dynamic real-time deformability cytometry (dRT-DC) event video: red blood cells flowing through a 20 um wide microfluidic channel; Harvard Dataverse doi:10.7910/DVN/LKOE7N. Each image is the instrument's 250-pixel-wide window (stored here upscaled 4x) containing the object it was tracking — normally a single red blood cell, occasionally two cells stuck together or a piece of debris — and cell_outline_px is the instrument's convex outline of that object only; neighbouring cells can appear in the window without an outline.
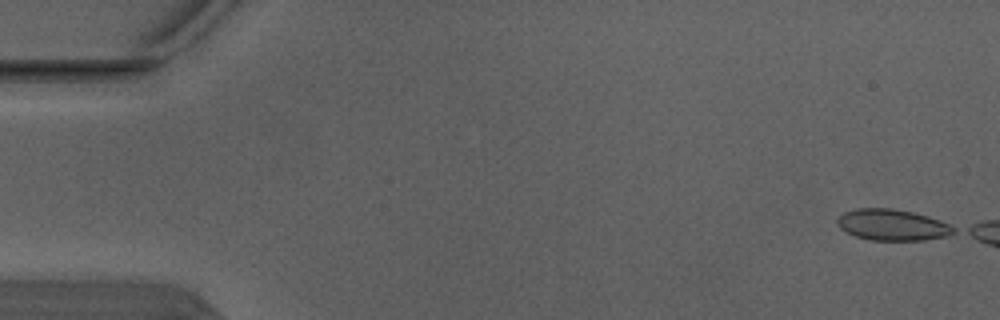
{"species": "Egyptian fruit bat (a non-hibernating species)", "species_latin": "Rousettus aegyptiacus", "temperature_condition": "warm", "stored_images_in_passage": 7, "camera_frame_rate_fps": 3000, "um_per_image_px": 0.085, "animal": {"sex": "male"}, "frame": {"image": 1, "passage_image": 1, "time_ms": 0.0, "image_size_px": [1000, 320], "cell_outline_px": [[956, 232], [948, 236], [924, 240], [868, 240], [856, 236], [840, 228], [836, 224], [836, 220], [844, 212], [856, 208], [892, 208], [912, 212], [928, 216], [940, 220], [956, 228]], "centroid_in_image_um": [75.86, 19.11], "position_along_channel_um": 9.1, "area_um2": 21.21}}
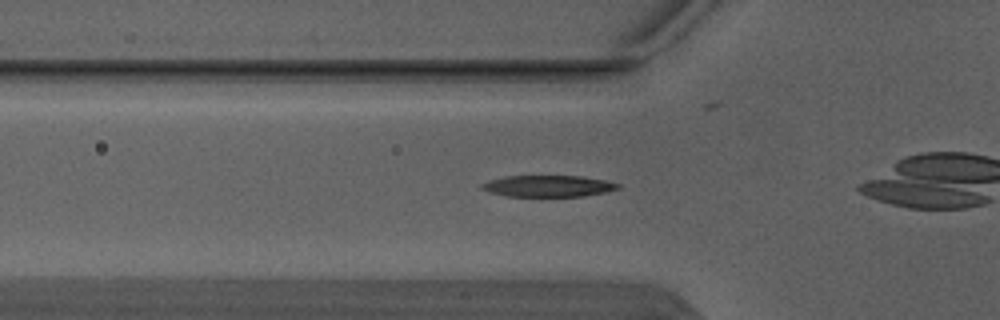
{"frame": {"image": 2, "passage_image": 6, "time_ms": 1.667, "image_size_px": [1000, 320], "cell_outline_px": [[620, 188], [604, 192], [584, 196], [504, 196], [488, 192], [480, 188], [480, 184], [488, 180], [504, 176], [580, 176], [604, 180], [620, 184]], "centroid_in_image_um": [46.53, 15.81], "position_along_channel_um": 79.3, "area_um2": 17.05}}